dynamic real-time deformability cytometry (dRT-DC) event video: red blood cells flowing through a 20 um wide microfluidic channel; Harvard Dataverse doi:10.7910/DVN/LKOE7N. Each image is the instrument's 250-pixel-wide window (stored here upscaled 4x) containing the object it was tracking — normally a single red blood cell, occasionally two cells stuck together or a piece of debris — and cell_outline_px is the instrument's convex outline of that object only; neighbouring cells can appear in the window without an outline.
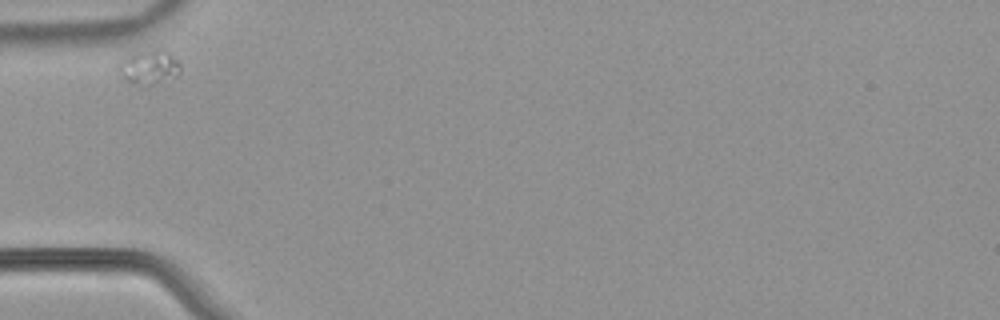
{"species": "common noctule bat (a hibernating species)", "species_latin": "Nyctalus noctula", "temperature_condition": "warm", "stored_images_in_passage": 5, "camera_frame_rate_fps": 3000, "um_per_image_px": 0.085, "animal": {"sex": "male", "body_mass_g": 21.5, "forearm_length_mm": 52.0}, "frame": {"image": 1, "passage_image": 1, "time_ms": 0.0, "image_size_px": [1000, 320], "cell_outline_px": [[180, 72], [176, 76], [148, 84], [132, 84], [120, 72], [120, 60], [128, 56], [140, 52], [156, 48], [164, 48], [180, 60]], "centroid_in_image_um": [12.75, 5.65], "position_along_channel_um": 72.3, "area_um2": 11.96}}